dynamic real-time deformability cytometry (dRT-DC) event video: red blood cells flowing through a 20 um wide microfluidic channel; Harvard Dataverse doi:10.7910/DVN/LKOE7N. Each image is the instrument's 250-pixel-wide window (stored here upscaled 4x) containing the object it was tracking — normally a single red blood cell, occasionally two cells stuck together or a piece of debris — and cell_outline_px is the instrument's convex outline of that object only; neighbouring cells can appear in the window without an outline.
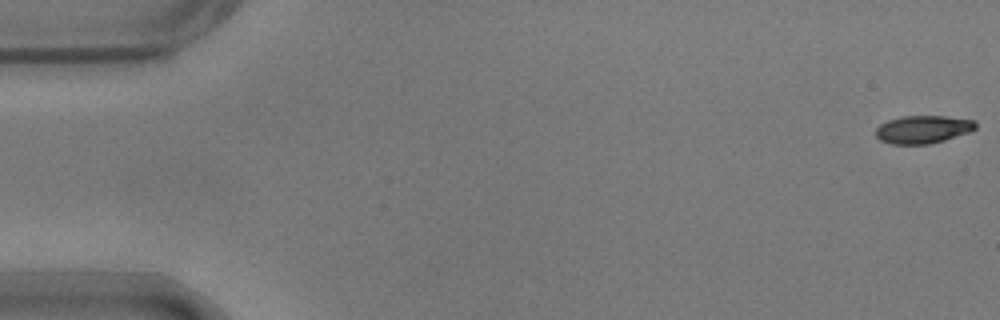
{"species": "common noctule bat (a hibernating species)", "species_latin": "Nyctalus noctula", "temperature_condition": "warm", "stored_images_in_passage": 10, "camera_frame_rate_fps": 3000, "um_per_image_px": 0.085, "animal": {"sex": "male", "body_mass_g": 17.9}, "frame": {"image": 1, "passage_image": 1, "time_ms": 0.0, "image_size_px": [1000, 320], "cell_outline_px": [[976, 128], [968, 132], [944, 140], [928, 144], [892, 144], [880, 140], [876, 136], [876, 128], [880, 124], [888, 120], [900, 116], [944, 116], [976, 120]], "centroid_in_image_um": [78.43, 10.99], "position_along_channel_um": 6.6, "area_um2": 16.18}}